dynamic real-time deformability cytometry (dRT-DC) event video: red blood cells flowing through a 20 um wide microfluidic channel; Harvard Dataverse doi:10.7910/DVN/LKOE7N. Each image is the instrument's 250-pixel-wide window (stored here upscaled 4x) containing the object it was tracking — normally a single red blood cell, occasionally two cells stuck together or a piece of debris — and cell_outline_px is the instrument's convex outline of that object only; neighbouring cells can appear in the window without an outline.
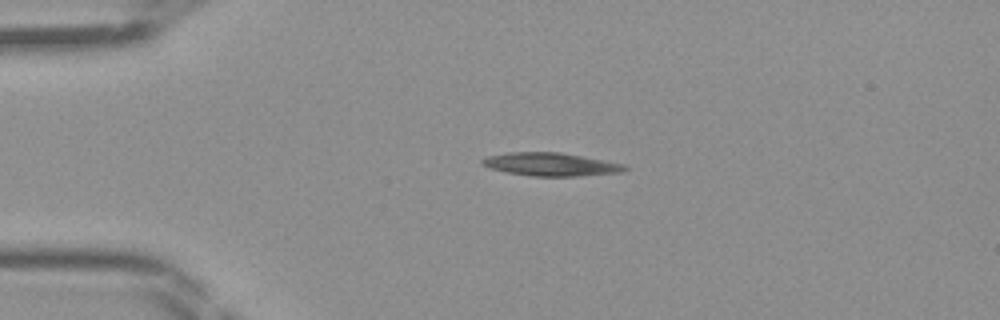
{"species": "Egyptian fruit bat (a non-hibernating species)", "species_latin": "Rousettus aegyptiacus", "temperature_condition": "room temperature", "stored_images_in_passage": 36, "camera_frame_rate_fps": 3000, "um_per_image_px": 0.085, "frame": {"image": 1, "passage_image": 1, "time_ms": 0.0, "image_size_px": [1000, 320], "cell_outline_px": [[628, 168], [624, 172], [580, 176], [532, 176], [504, 172], [488, 168], [480, 164], [480, 160], [488, 156], [508, 152], [560, 152], [628, 164]], "centroid_in_image_um": [46.83, 13.97], "position_along_channel_um": 38.2, "area_um2": 19.59}}
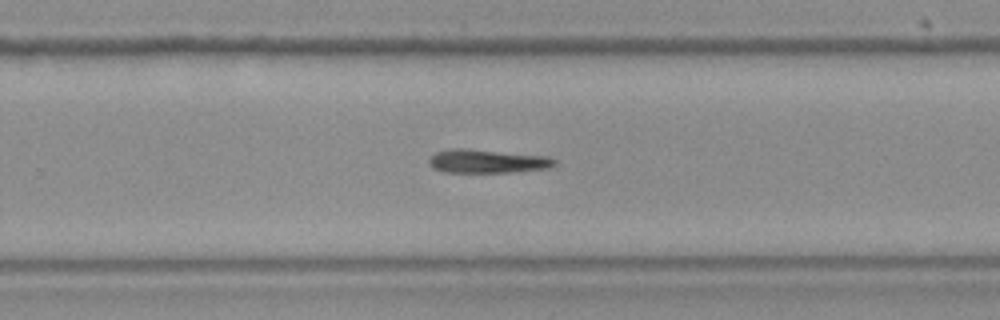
{"frame": {"image": 2, "passage_image": 20, "time_ms": 6.333, "image_size_px": [1000, 320], "cell_outline_px": [[556, 164], [548, 168], [512, 172], [444, 172], [432, 168], [428, 164], [428, 156], [436, 152], [452, 148], [468, 148], [552, 156], [556, 160]], "centroid_in_image_um": [41.41, 13.69], "position_along_channel_um": 288.4, "area_um2": 17.69}}
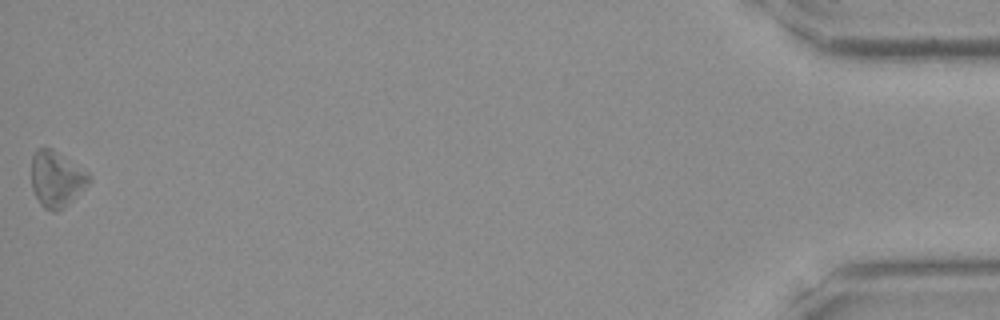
{"frame": {"image": 3, "passage_image": 36, "time_ms": 11.667, "image_size_px": [1000, 320], "cell_outline_px": [[92, 180], [64, 208], [56, 212], [52, 212], [44, 208], [40, 204], [32, 188], [32, 156], [36, 148], [52, 148], [88, 172], [92, 176]], "centroid_in_image_um": [4.8, 15.22], "position_along_channel_um": 430.4, "area_um2": 18.79}}